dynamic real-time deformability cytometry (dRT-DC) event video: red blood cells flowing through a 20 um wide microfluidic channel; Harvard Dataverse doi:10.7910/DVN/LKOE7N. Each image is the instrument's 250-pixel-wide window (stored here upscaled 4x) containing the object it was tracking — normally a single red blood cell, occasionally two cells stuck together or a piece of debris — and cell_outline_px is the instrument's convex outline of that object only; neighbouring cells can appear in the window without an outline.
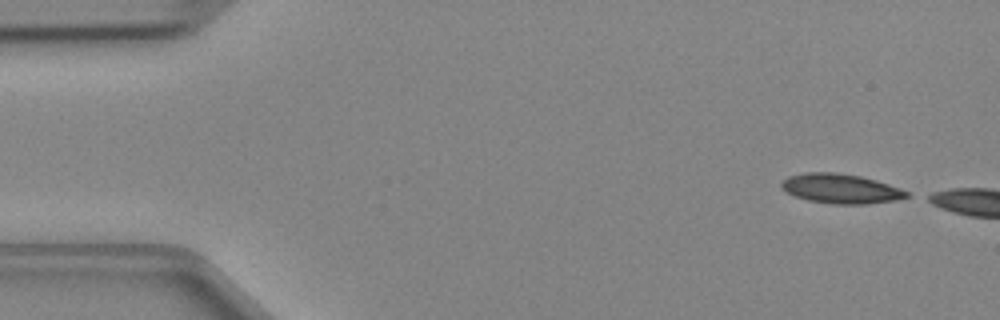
{"species": "Egyptian fruit bat (a non-hibernating species)", "species_latin": "Rousettus aegyptiacus", "temperature_condition": "cold", "stored_images_in_passage": 5, "camera_frame_rate_fps": 3000, "um_per_image_px": 0.085, "animal": {"sex": "female"}, "frame": {"image": 1, "passage_image": 1, "time_ms": 0.0, "image_size_px": [1000, 320], "cell_outline_px": [[912, 196], [896, 200], [868, 204], [832, 204], [808, 200], [796, 196], [788, 192], [780, 184], [788, 176], [804, 172], [836, 172], [860, 176], [876, 180], [900, 188], [908, 192]], "centroid_in_image_um": [71.5, 16.03], "position_along_channel_um": 13.5, "area_um2": 21.56}}